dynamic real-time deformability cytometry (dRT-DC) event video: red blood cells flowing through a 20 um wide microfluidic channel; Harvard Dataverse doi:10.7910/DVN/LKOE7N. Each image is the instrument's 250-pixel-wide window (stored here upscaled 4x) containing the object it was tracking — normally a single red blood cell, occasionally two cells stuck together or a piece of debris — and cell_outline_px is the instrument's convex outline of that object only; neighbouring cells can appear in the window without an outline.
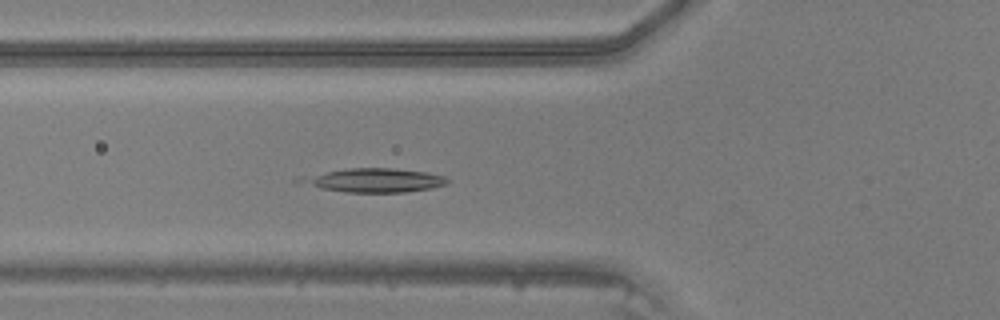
{"species": "common noctule bat (a hibernating species)", "species_latin": "Nyctalus noctula", "temperature_condition": "warm", "stored_images_in_passage": 47, "camera_frame_rate_fps": 3000, "um_per_image_px": 0.085, "animal": {"sex": "male", "body_mass_g": 20.5, "forearm_length_mm": 52.5}, "frame": {"image": 1, "passage_image": 18, "time_ms": 5.667, "image_size_px": [1000, 320], "cell_outline_px": [[448, 184], [432, 188], [404, 192], [344, 192], [320, 188], [312, 184], [308, 180], [316, 176], [328, 172], [352, 168], [392, 168], [424, 172], [444, 176], [448, 180]], "centroid_in_image_um": [32.1, 15.33], "position_along_channel_um": 93.7, "area_um2": 19.13}}
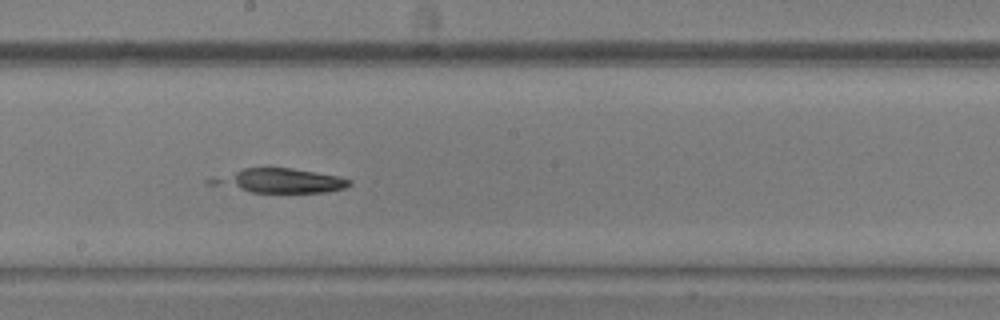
{"frame": {"image": 2, "passage_image": 27, "time_ms": 8.667, "image_size_px": [1000, 320], "cell_outline_px": [[352, 184], [344, 188], [328, 192], [252, 192], [204, 184], [204, 180], [244, 168], [292, 168], [340, 176], [352, 180]], "centroid_in_image_um": [23.73, 15.36], "position_along_channel_um": 224.5, "area_um2": 19.71}}
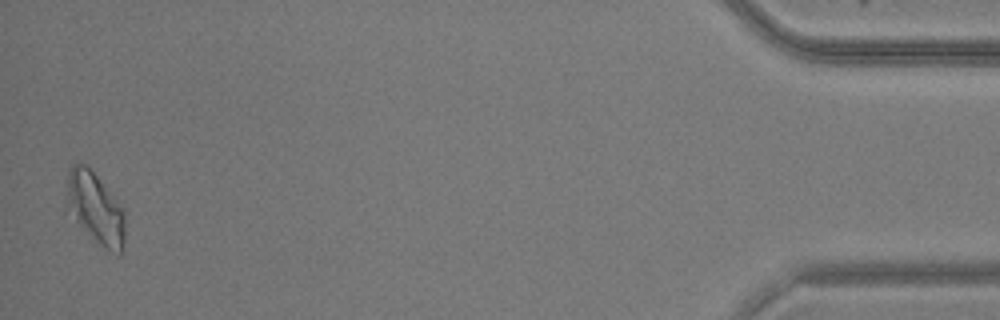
{"frame": {"image": 3, "passage_image": 47, "time_ms": 15.333, "image_size_px": [1000, 320], "cell_outline_px": [[124, 244], [120, 256], [116, 256], [100, 244], [64, 212], [64, 208], [68, 168], [72, 164], [80, 160], [88, 164], [124, 212]], "centroid_in_image_um": [8.01, 17.65], "position_along_channel_um": 427.2, "area_um2": 24.97}}